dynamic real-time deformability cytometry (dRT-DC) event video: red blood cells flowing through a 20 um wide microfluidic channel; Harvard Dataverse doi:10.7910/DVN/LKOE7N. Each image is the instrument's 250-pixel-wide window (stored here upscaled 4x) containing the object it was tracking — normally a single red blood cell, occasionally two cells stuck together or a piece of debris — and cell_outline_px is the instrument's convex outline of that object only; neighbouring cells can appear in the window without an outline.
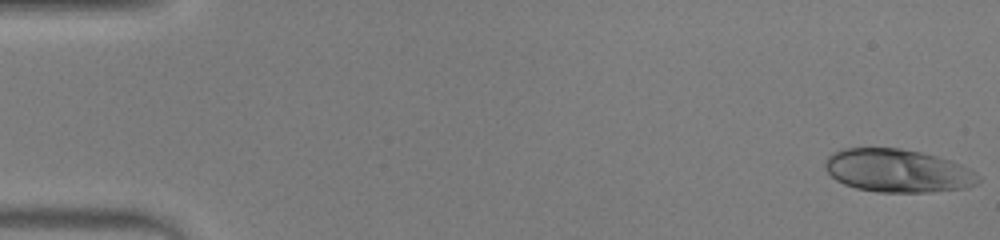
{"species": "human", "species_latin": "Homo sapiens", "temperature_condition": "warm", "stored_images_in_passage": 52, "camera_frame_rate_fps": 3000, "um_per_image_px": 0.085, "donor": {"sex": "male"}, "frame": {"image": 1, "passage_image": 1, "time_ms": 0.0, "image_size_px": [1000, 240], "cell_outline_px": [[980, 180], [976, 184], [968, 188], [928, 192], [876, 192], [856, 188], [844, 184], [836, 180], [824, 168], [824, 164], [828, 156], [832, 152], [844, 148], [900, 148], [920, 152], [952, 160], [976, 172], [980, 176]], "centroid_in_image_um": [76.31, 14.51], "position_along_channel_um": 8.7, "area_um2": 38.73}}
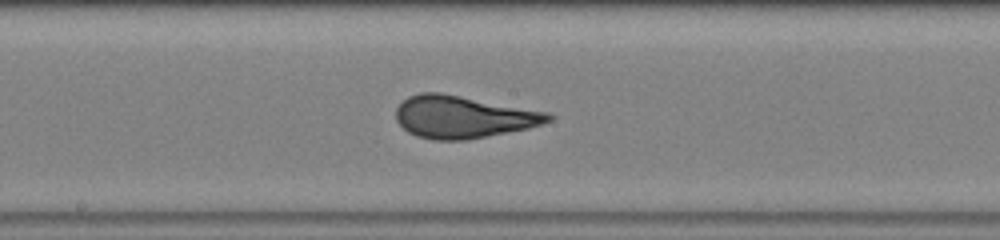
{"frame": {"image": 2, "passage_image": 28, "time_ms": 9.0, "image_size_px": [1000, 240], "cell_outline_px": [[556, 116], [552, 120], [528, 128], [464, 140], [432, 140], [416, 136], [408, 132], [396, 120], [396, 108], [408, 96], [420, 92], [440, 92], [548, 112]], "centroid_in_image_um": [39.34, 9.93], "position_along_channel_um": 208.9, "area_um2": 37.4}}
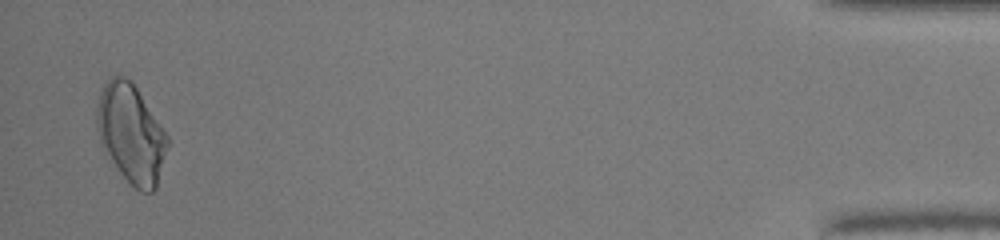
{"frame": {"image": 3, "passage_image": 51, "time_ms": 16.667, "image_size_px": [1000, 240], "cell_outline_px": [[168, 144], [156, 188], [152, 192], [140, 192], [120, 172], [104, 152], [100, 144], [96, 124], [96, 104], [100, 92], [104, 84], [112, 76], [124, 76], [132, 80], [168, 136]], "centroid_in_image_um": [11.11, 11.33], "position_along_channel_um": 424.1, "area_um2": 40.52}, "authors_computed_cell_mechanics": {"area_um2": 36.9631, "velocity_mm_per_s": 3.9103, "shape_relaxation_time_tau1_ms": 5.1431, "shape_relaxation_time_tau2_ms": null, "deformation_change_tau1": 0.2128, "deformation_change_tau2": null}}